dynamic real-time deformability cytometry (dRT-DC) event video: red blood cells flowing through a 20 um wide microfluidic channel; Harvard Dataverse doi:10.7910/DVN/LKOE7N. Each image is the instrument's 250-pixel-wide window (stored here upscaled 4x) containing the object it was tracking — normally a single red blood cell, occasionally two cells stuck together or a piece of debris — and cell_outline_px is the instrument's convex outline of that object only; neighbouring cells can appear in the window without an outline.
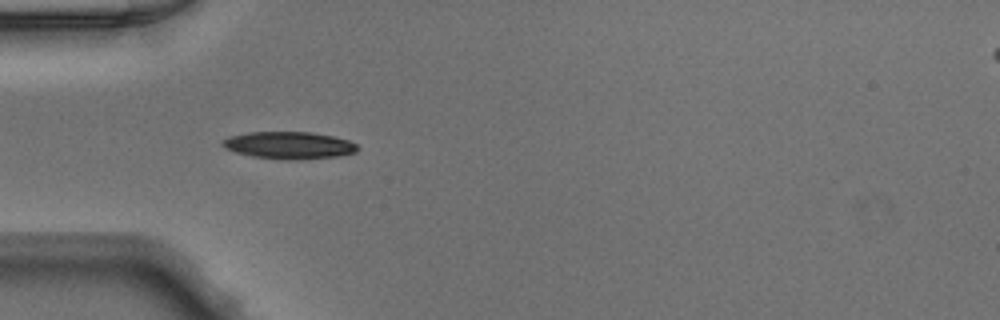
{"species": "Egyptian fruit bat (a non-hibernating species)", "species_latin": "Rousettus aegyptiacus", "temperature_condition": "warm", "stored_images_in_passage": 24, "camera_frame_rate_fps": 3000, "um_per_image_px": 0.085, "animal": {"sex": "male"}, "frame": {"image": 1, "passage_image": 3, "time_ms": 0.667, "image_size_px": [1000, 320], "cell_outline_px": [[360, 148], [356, 152], [340, 156], [300, 160], [284, 160], [252, 156], [236, 152], [224, 148], [220, 144], [228, 136], [248, 132], [308, 132], [332, 136], [348, 140], [356, 144]], "centroid_in_image_um": [24.57, 12.36], "position_along_channel_um": 60.4, "area_um2": 21.56}}
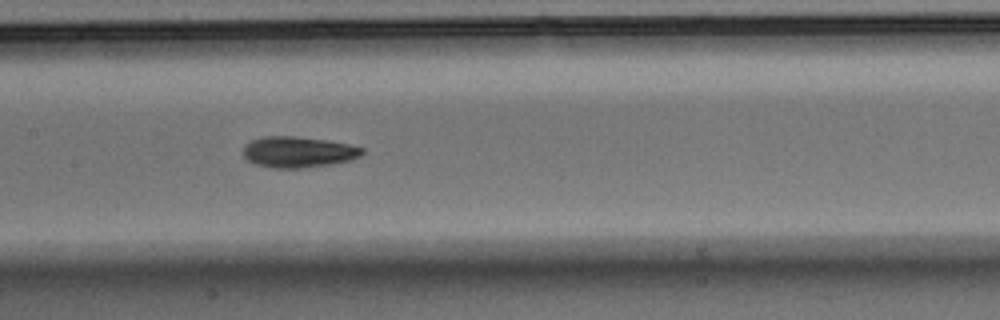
{"frame": {"image": 2, "passage_image": 12, "time_ms": 3.667, "image_size_px": [1000, 320], "cell_outline_px": [[364, 152], [360, 156], [352, 160], [332, 164], [300, 168], [272, 168], [256, 164], [248, 160], [244, 156], [244, 144], [252, 140], [264, 136], [296, 136], [324, 140], [348, 144], [364, 148]], "centroid_in_image_um": [25.35, 12.92], "position_along_channel_um": 182.0, "area_um2": 21.44}}
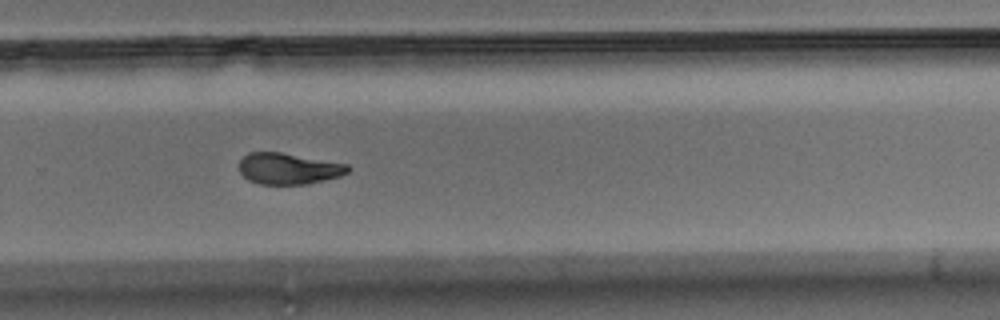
{"frame": {"image": 3, "passage_image": 21, "time_ms": 6.667, "image_size_px": [1000, 320], "cell_outline_px": [[352, 168], [348, 172], [340, 176], [308, 184], [260, 184], [248, 180], [240, 172], [240, 160], [248, 152], [280, 152], [348, 164]], "centroid_in_image_um": [24.54, 14.33], "position_along_channel_um": 305.3, "area_um2": 19.77}}